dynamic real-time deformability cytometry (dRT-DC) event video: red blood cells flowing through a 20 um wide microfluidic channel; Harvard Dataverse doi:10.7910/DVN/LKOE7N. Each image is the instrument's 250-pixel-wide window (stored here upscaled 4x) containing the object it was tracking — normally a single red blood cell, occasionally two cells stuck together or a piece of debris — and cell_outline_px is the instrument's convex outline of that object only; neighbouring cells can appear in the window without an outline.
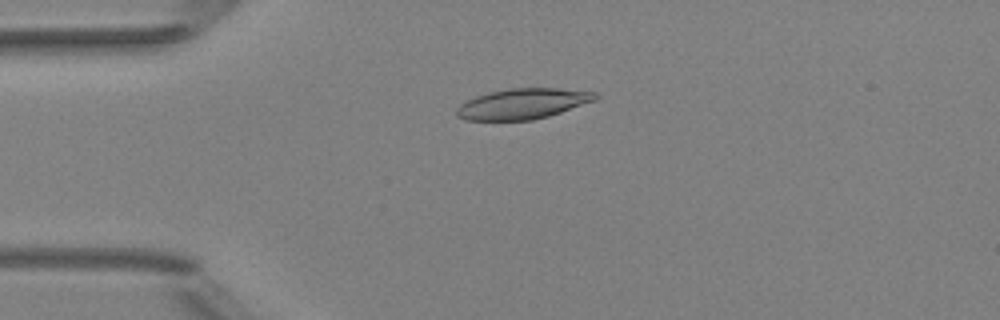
{"species": "Egyptian fruit bat (a non-hibernating species)", "species_latin": "Rousettus aegyptiacus", "temperature_condition": "room temperature", "stored_images_in_passage": 5, "camera_frame_rate_fps": 3000, "um_per_image_px": 0.085, "animal": {"sex": "female"}, "frame": {"image": 1, "passage_image": 4, "time_ms": 3.667, "image_size_px": [1000, 320], "cell_outline_px": [[600, 96], [596, 100], [548, 116], [532, 120], [464, 120], [456, 116], [456, 108], [464, 100], [488, 92], [508, 88], [556, 88], [596, 92]], "centroid_in_image_um": [44.4, 8.81], "position_along_channel_um": 40.6, "area_um2": 24.8}}